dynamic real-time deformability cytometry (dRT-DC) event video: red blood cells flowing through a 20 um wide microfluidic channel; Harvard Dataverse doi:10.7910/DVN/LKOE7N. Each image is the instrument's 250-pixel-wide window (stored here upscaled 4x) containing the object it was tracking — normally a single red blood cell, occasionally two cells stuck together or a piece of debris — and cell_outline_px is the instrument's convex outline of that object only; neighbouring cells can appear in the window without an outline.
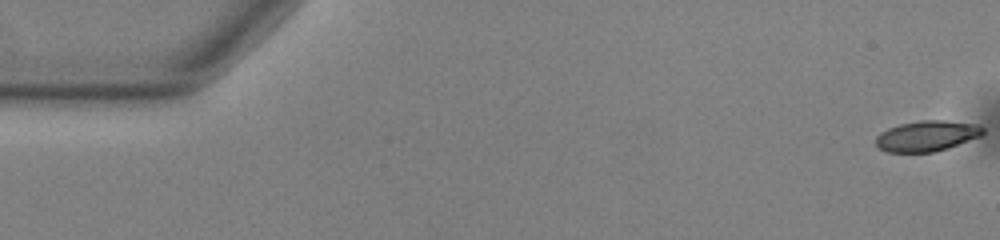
{"species": "common noctule bat (a hibernating species)", "species_latin": "Nyctalus noctula", "temperature_condition": "warm", "stored_images_in_passage": 54, "camera_frame_rate_fps": 3000, "um_per_image_px": 0.085, "animal": {"sex": "male", "body_mass_g": 13.0, "forearm_length_mm": 53.1}, "frame": {"image": 1, "passage_image": 1, "time_ms": 0.0, "image_size_px": [1000, 240], "cell_outline_px": [[984, 132], [980, 136], [948, 148], [932, 152], [888, 152], [880, 148], [876, 144], [876, 136], [880, 132], [888, 128], [900, 124], [920, 120], [944, 120], [980, 124], [984, 128]], "centroid_in_image_um": [78.8, 11.54], "position_along_channel_um": 6.2, "area_um2": 19.13}}
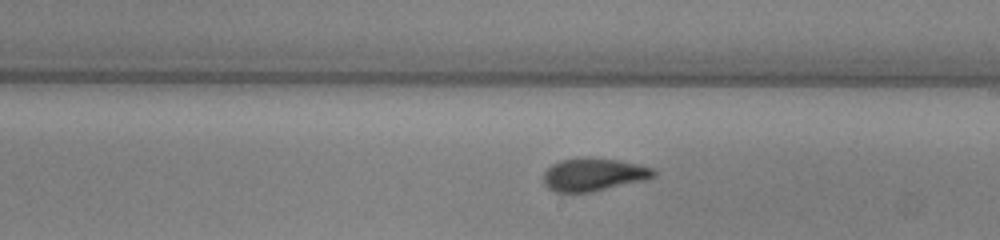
{"frame": {"image": 2, "passage_image": 31, "time_ms": 10.0, "image_size_px": [1000, 240], "cell_outline_px": [[656, 176], [648, 180], [592, 192], [556, 192], [548, 188], [544, 184], [544, 172], [552, 164], [560, 160], [580, 156], [588, 156], [620, 160], [652, 168], [656, 172]], "centroid_in_image_um": [50.47, 14.82], "position_along_channel_um": 238.5, "area_um2": 21.56}}
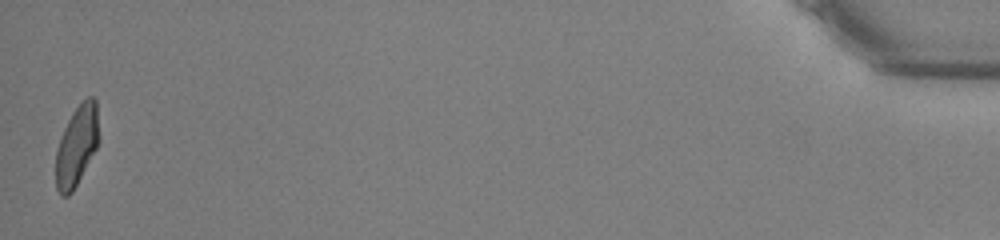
{"frame": {"image": 3, "passage_image": 54, "time_ms": 17.667, "image_size_px": [1000, 240], "cell_outline_px": [[100, 140], [96, 148], [72, 192], [68, 196], [60, 196], [56, 188], [56, 152], [60, 136], [72, 112], [88, 96], [92, 96], [96, 100], [100, 136]], "centroid_in_image_um": [6.53, 12.37], "position_along_channel_um": 428.7, "area_um2": 20.17}, "authors_computed_cell_mechanics": {"area_um2": 20.8947, "velocity_mm_per_s": 3.7974, "shape_relaxation_time_tau1_ms": 3.6927, "shape_relaxation_time_tau2_ms": 1.4517, "deformation_change_tau1": 0.1574, "deformation_change_tau2": 0.0819}}